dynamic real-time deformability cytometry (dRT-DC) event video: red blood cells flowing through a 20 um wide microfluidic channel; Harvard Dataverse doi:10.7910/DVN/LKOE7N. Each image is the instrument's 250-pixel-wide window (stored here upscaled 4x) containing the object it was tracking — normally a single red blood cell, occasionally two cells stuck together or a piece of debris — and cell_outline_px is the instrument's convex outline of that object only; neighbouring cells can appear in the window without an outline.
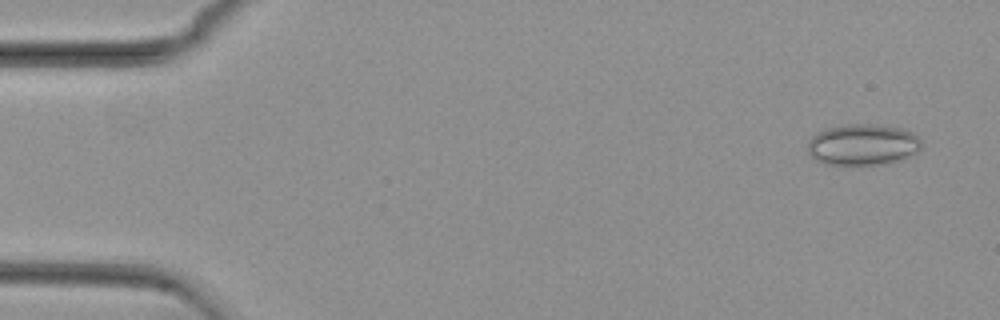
{"species": "common noctule bat (a hibernating species)", "species_latin": "Nyctalus noctula", "temperature_condition": "cold", "stored_images_in_passage": 12, "camera_frame_rate_fps": 3000, "um_per_image_px": 0.085, "animal": {"sex": "female", "body_mass_g": 29.2, "forearm_length_mm": 56.3}, "frame": {"image": 1, "passage_image": 3, "time_ms": 0.667, "image_size_px": [1000, 320], "cell_outline_px": [[924, 144], [912, 156], [888, 164], [824, 164], [816, 160], [808, 152], [808, 140], [812, 136], [828, 128], [844, 124], [872, 124], [900, 128], [912, 132]], "centroid_in_image_um": [73.36, 12.3], "position_along_channel_um": 11.6, "area_um2": 27.34}}